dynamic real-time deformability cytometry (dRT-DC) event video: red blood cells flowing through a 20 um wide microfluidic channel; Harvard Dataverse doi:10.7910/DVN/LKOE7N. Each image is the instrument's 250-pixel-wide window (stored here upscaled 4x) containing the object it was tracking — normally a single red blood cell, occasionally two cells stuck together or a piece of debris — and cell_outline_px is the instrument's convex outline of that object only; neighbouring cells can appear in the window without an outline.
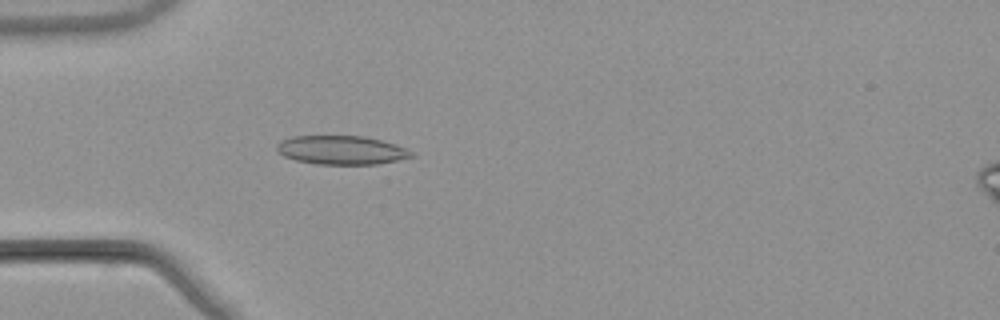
{"species": "common noctule bat (a hibernating species)", "species_latin": "Nyctalus noctula", "temperature_condition": "warm", "stored_images_in_passage": 53, "camera_frame_rate_fps": 3000, "um_per_image_px": 0.085, "animal": {"sex": "male", "body_mass_g": 21.5, "forearm_length_mm": 52.0}, "frame": {"image": 1, "passage_image": 16, "time_ms": 5.0, "image_size_px": [1000, 320], "cell_outline_px": [[416, 156], [376, 164], [316, 164], [296, 160], [284, 156], [276, 152], [276, 144], [280, 140], [292, 136], [364, 136], [396, 144], [412, 152]], "centroid_in_image_um": [28.97, 12.75], "position_along_channel_um": 56.0, "area_um2": 22.6}}
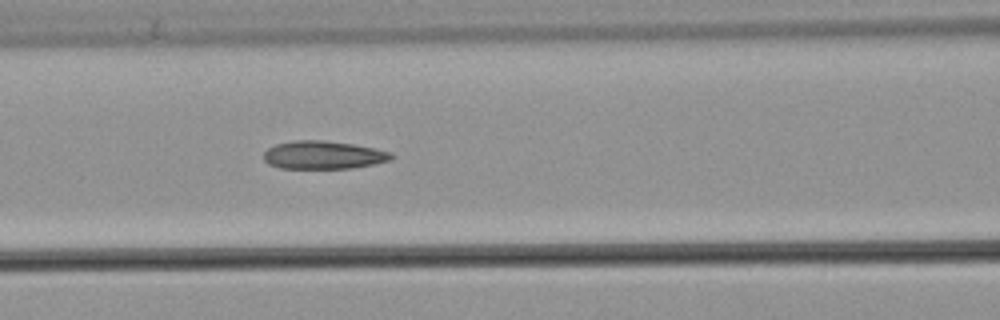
{"frame": {"image": 2, "passage_image": 23, "time_ms": 7.333, "image_size_px": [1000, 320], "cell_outline_px": [[396, 156], [388, 160], [372, 164], [352, 168], [280, 168], [268, 164], [264, 160], [264, 152], [268, 148], [276, 144], [292, 140], [324, 140], [352, 144], [376, 148], [392, 152]], "centroid_in_image_um": [27.48, 13.16], "position_along_channel_um": 139.1, "area_um2": 20.92}}
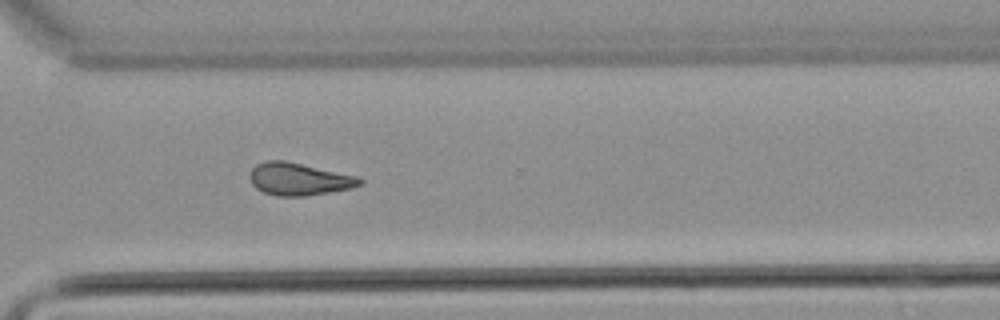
{"frame": {"image": 3, "passage_image": 39, "time_ms": 12.667, "image_size_px": [1000, 320], "cell_outline_px": [[364, 184], [352, 188], [304, 196], [276, 196], [264, 192], [256, 188], [252, 184], [248, 176], [252, 168], [256, 164], [268, 160], [284, 160], [360, 176], [364, 180]], "centroid_in_image_um": [25.44, 15.22], "position_along_channel_um": 345.2, "area_um2": 21.04}, "authors_computed_cell_mechanics": {"area_um2": 20.9814, "velocity_mm_per_s": 3.8654, "shape_relaxation_time_tau1_ms": null, "shape_relaxation_time_tau2_ms": 3.212, "deformation_change_tau1": null, "deformation_change_tau2": 0.1157}}